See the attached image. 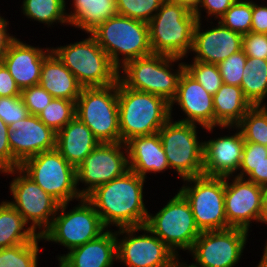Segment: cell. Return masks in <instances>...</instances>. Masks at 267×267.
<instances>
[{
  "mask_svg": "<svg viewBox=\"0 0 267 267\" xmlns=\"http://www.w3.org/2000/svg\"><path fill=\"white\" fill-rule=\"evenodd\" d=\"M179 60L182 59L159 54L133 59L121 66L124 75L119 72L118 80L125 87L161 96L171 103L185 70V63L181 62L175 72L171 71Z\"/></svg>",
  "mask_w": 267,
  "mask_h": 267,
  "instance_id": "cell-5",
  "label": "cell"
},
{
  "mask_svg": "<svg viewBox=\"0 0 267 267\" xmlns=\"http://www.w3.org/2000/svg\"><path fill=\"white\" fill-rule=\"evenodd\" d=\"M18 174L10 184L13 201H8L29 222L30 228L41 236L51 225L60 203L46 193L20 168L3 172ZM20 173V174H19ZM39 228L38 232L36 231ZM42 230V231H41Z\"/></svg>",
  "mask_w": 267,
  "mask_h": 267,
  "instance_id": "cell-13",
  "label": "cell"
},
{
  "mask_svg": "<svg viewBox=\"0 0 267 267\" xmlns=\"http://www.w3.org/2000/svg\"><path fill=\"white\" fill-rule=\"evenodd\" d=\"M29 111L21 96L0 97V118L6 125H11L26 118Z\"/></svg>",
  "mask_w": 267,
  "mask_h": 267,
  "instance_id": "cell-40",
  "label": "cell"
},
{
  "mask_svg": "<svg viewBox=\"0 0 267 267\" xmlns=\"http://www.w3.org/2000/svg\"><path fill=\"white\" fill-rule=\"evenodd\" d=\"M172 120L158 131L170 169L183 180L203 175L204 142L197 138V124Z\"/></svg>",
  "mask_w": 267,
  "mask_h": 267,
  "instance_id": "cell-12",
  "label": "cell"
},
{
  "mask_svg": "<svg viewBox=\"0 0 267 267\" xmlns=\"http://www.w3.org/2000/svg\"><path fill=\"white\" fill-rule=\"evenodd\" d=\"M80 204L68 210V203L59 205L50 227L41 235L46 241L60 243L69 251L100 237L105 229L101 217L85 198Z\"/></svg>",
  "mask_w": 267,
  "mask_h": 267,
  "instance_id": "cell-9",
  "label": "cell"
},
{
  "mask_svg": "<svg viewBox=\"0 0 267 267\" xmlns=\"http://www.w3.org/2000/svg\"><path fill=\"white\" fill-rule=\"evenodd\" d=\"M247 177L246 179L251 182L262 187H267V158L257 165Z\"/></svg>",
  "mask_w": 267,
  "mask_h": 267,
  "instance_id": "cell-48",
  "label": "cell"
},
{
  "mask_svg": "<svg viewBox=\"0 0 267 267\" xmlns=\"http://www.w3.org/2000/svg\"><path fill=\"white\" fill-rule=\"evenodd\" d=\"M40 240L41 236L33 242L0 249V267H38Z\"/></svg>",
  "mask_w": 267,
  "mask_h": 267,
  "instance_id": "cell-33",
  "label": "cell"
},
{
  "mask_svg": "<svg viewBox=\"0 0 267 267\" xmlns=\"http://www.w3.org/2000/svg\"><path fill=\"white\" fill-rule=\"evenodd\" d=\"M265 158H267L266 146L258 143L245 142L242 161L238 170L240 172L236 176L246 178Z\"/></svg>",
  "mask_w": 267,
  "mask_h": 267,
  "instance_id": "cell-39",
  "label": "cell"
},
{
  "mask_svg": "<svg viewBox=\"0 0 267 267\" xmlns=\"http://www.w3.org/2000/svg\"><path fill=\"white\" fill-rule=\"evenodd\" d=\"M22 215L8 202L0 203V249L35 241L39 235L33 231Z\"/></svg>",
  "mask_w": 267,
  "mask_h": 267,
  "instance_id": "cell-29",
  "label": "cell"
},
{
  "mask_svg": "<svg viewBox=\"0 0 267 267\" xmlns=\"http://www.w3.org/2000/svg\"><path fill=\"white\" fill-rule=\"evenodd\" d=\"M237 0H202L198 10L194 13L197 20L201 21V9L206 10L207 16H212L216 19H220L225 12L236 2Z\"/></svg>",
  "mask_w": 267,
  "mask_h": 267,
  "instance_id": "cell-44",
  "label": "cell"
},
{
  "mask_svg": "<svg viewBox=\"0 0 267 267\" xmlns=\"http://www.w3.org/2000/svg\"><path fill=\"white\" fill-rule=\"evenodd\" d=\"M241 228L202 231L191 250L195 263L189 267H234L241 258L248 238Z\"/></svg>",
  "mask_w": 267,
  "mask_h": 267,
  "instance_id": "cell-15",
  "label": "cell"
},
{
  "mask_svg": "<svg viewBox=\"0 0 267 267\" xmlns=\"http://www.w3.org/2000/svg\"><path fill=\"white\" fill-rule=\"evenodd\" d=\"M122 149L125 150L126 156ZM128 170V153L125 143H100L76 167L77 186L79 182L88 186L79 190V194L86 197L96 187L121 177Z\"/></svg>",
  "mask_w": 267,
  "mask_h": 267,
  "instance_id": "cell-16",
  "label": "cell"
},
{
  "mask_svg": "<svg viewBox=\"0 0 267 267\" xmlns=\"http://www.w3.org/2000/svg\"><path fill=\"white\" fill-rule=\"evenodd\" d=\"M19 168L60 204L83 198L77 188L76 167L56 148L27 158Z\"/></svg>",
  "mask_w": 267,
  "mask_h": 267,
  "instance_id": "cell-8",
  "label": "cell"
},
{
  "mask_svg": "<svg viewBox=\"0 0 267 267\" xmlns=\"http://www.w3.org/2000/svg\"><path fill=\"white\" fill-rule=\"evenodd\" d=\"M173 2L179 3L180 5L186 7L189 11L195 13L202 0H171Z\"/></svg>",
  "mask_w": 267,
  "mask_h": 267,
  "instance_id": "cell-49",
  "label": "cell"
},
{
  "mask_svg": "<svg viewBox=\"0 0 267 267\" xmlns=\"http://www.w3.org/2000/svg\"><path fill=\"white\" fill-rule=\"evenodd\" d=\"M225 177V213L228 228L249 231L251 221H259L264 187L235 175L232 183Z\"/></svg>",
  "mask_w": 267,
  "mask_h": 267,
  "instance_id": "cell-17",
  "label": "cell"
},
{
  "mask_svg": "<svg viewBox=\"0 0 267 267\" xmlns=\"http://www.w3.org/2000/svg\"><path fill=\"white\" fill-rule=\"evenodd\" d=\"M21 97L27 107L29 114L36 115L47 106L52 100L53 96L46 91L41 85H34L21 91Z\"/></svg>",
  "mask_w": 267,
  "mask_h": 267,
  "instance_id": "cell-41",
  "label": "cell"
},
{
  "mask_svg": "<svg viewBox=\"0 0 267 267\" xmlns=\"http://www.w3.org/2000/svg\"><path fill=\"white\" fill-rule=\"evenodd\" d=\"M236 126L245 142L267 146V105L252 106Z\"/></svg>",
  "mask_w": 267,
  "mask_h": 267,
  "instance_id": "cell-32",
  "label": "cell"
},
{
  "mask_svg": "<svg viewBox=\"0 0 267 267\" xmlns=\"http://www.w3.org/2000/svg\"><path fill=\"white\" fill-rule=\"evenodd\" d=\"M101 142L92 131L75 116L57 132L56 149L74 167H78Z\"/></svg>",
  "mask_w": 267,
  "mask_h": 267,
  "instance_id": "cell-25",
  "label": "cell"
},
{
  "mask_svg": "<svg viewBox=\"0 0 267 267\" xmlns=\"http://www.w3.org/2000/svg\"><path fill=\"white\" fill-rule=\"evenodd\" d=\"M45 49V51H43ZM52 51L23 43L15 38L9 45L1 63L7 68L22 91L40 81L44 58Z\"/></svg>",
  "mask_w": 267,
  "mask_h": 267,
  "instance_id": "cell-22",
  "label": "cell"
},
{
  "mask_svg": "<svg viewBox=\"0 0 267 267\" xmlns=\"http://www.w3.org/2000/svg\"><path fill=\"white\" fill-rule=\"evenodd\" d=\"M139 231H144V234L134 235ZM120 234H125V238L118 239ZM116 235L117 260L123 262L127 267H173L180 260L145 225L120 228L116 231Z\"/></svg>",
  "mask_w": 267,
  "mask_h": 267,
  "instance_id": "cell-14",
  "label": "cell"
},
{
  "mask_svg": "<svg viewBox=\"0 0 267 267\" xmlns=\"http://www.w3.org/2000/svg\"><path fill=\"white\" fill-rule=\"evenodd\" d=\"M39 85L54 98H62L74 102L77 101L83 88L73 73L53 51L44 58Z\"/></svg>",
  "mask_w": 267,
  "mask_h": 267,
  "instance_id": "cell-26",
  "label": "cell"
},
{
  "mask_svg": "<svg viewBox=\"0 0 267 267\" xmlns=\"http://www.w3.org/2000/svg\"><path fill=\"white\" fill-rule=\"evenodd\" d=\"M235 127L238 132L234 135L203 141V175L231 177L239 170L245 141Z\"/></svg>",
  "mask_w": 267,
  "mask_h": 267,
  "instance_id": "cell-21",
  "label": "cell"
},
{
  "mask_svg": "<svg viewBox=\"0 0 267 267\" xmlns=\"http://www.w3.org/2000/svg\"><path fill=\"white\" fill-rule=\"evenodd\" d=\"M215 127L235 128L252 107L245 98L242 88L236 85L222 84L213 95Z\"/></svg>",
  "mask_w": 267,
  "mask_h": 267,
  "instance_id": "cell-27",
  "label": "cell"
},
{
  "mask_svg": "<svg viewBox=\"0 0 267 267\" xmlns=\"http://www.w3.org/2000/svg\"><path fill=\"white\" fill-rule=\"evenodd\" d=\"M72 5L73 13H67L69 24L89 34L105 20L118 15L116 0H73Z\"/></svg>",
  "mask_w": 267,
  "mask_h": 267,
  "instance_id": "cell-28",
  "label": "cell"
},
{
  "mask_svg": "<svg viewBox=\"0 0 267 267\" xmlns=\"http://www.w3.org/2000/svg\"><path fill=\"white\" fill-rule=\"evenodd\" d=\"M258 222L267 224V187L263 189V201Z\"/></svg>",
  "mask_w": 267,
  "mask_h": 267,
  "instance_id": "cell-50",
  "label": "cell"
},
{
  "mask_svg": "<svg viewBox=\"0 0 267 267\" xmlns=\"http://www.w3.org/2000/svg\"><path fill=\"white\" fill-rule=\"evenodd\" d=\"M145 226L179 256L177 249L190 251L201 234L189 202L178 191L159 212L148 213Z\"/></svg>",
  "mask_w": 267,
  "mask_h": 267,
  "instance_id": "cell-11",
  "label": "cell"
},
{
  "mask_svg": "<svg viewBox=\"0 0 267 267\" xmlns=\"http://www.w3.org/2000/svg\"><path fill=\"white\" fill-rule=\"evenodd\" d=\"M196 15L186 7L165 0L148 22L149 42L153 54L183 59L192 51Z\"/></svg>",
  "mask_w": 267,
  "mask_h": 267,
  "instance_id": "cell-3",
  "label": "cell"
},
{
  "mask_svg": "<svg viewBox=\"0 0 267 267\" xmlns=\"http://www.w3.org/2000/svg\"><path fill=\"white\" fill-rule=\"evenodd\" d=\"M22 10L26 17L48 26L56 21L69 23L65 0H23Z\"/></svg>",
  "mask_w": 267,
  "mask_h": 267,
  "instance_id": "cell-31",
  "label": "cell"
},
{
  "mask_svg": "<svg viewBox=\"0 0 267 267\" xmlns=\"http://www.w3.org/2000/svg\"><path fill=\"white\" fill-rule=\"evenodd\" d=\"M243 35L225 27L218 20L212 29L201 30V22L197 21L194 29L193 48L196 53L193 61L208 64H219L233 53L242 49Z\"/></svg>",
  "mask_w": 267,
  "mask_h": 267,
  "instance_id": "cell-20",
  "label": "cell"
},
{
  "mask_svg": "<svg viewBox=\"0 0 267 267\" xmlns=\"http://www.w3.org/2000/svg\"><path fill=\"white\" fill-rule=\"evenodd\" d=\"M173 267H189L186 263L178 261Z\"/></svg>",
  "mask_w": 267,
  "mask_h": 267,
  "instance_id": "cell-52",
  "label": "cell"
},
{
  "mask_svg": "<svg viewBox=\"0 0 267 267\" xmlns=\"http://www.w3.org/2000/svg\"><path fill=\"white\" fill-rule=\"evenodd\" d=\"M250 32L267 34V6L252 2V24Z\"/></svg>",
  "mask_w": 267,
  "mask_h": 267,
  "instance_id": "cell-46",
  "label": "cell"
},
{
  "mask_svg": "<svg viewBox=\"0 0 267 267\" xmlns=\"http://www.w3.org/2000/svg\"><path fill=\"white\" fill-rule=\"evenodd\" d=\"M57 133L47 127L36 115L9 125L8 142L13 157L21 164L24 160L56 148Z\"/></svg>",
  "mask_w": 267,
  "mask_h": 267,
  "instance_id": "cell-18",
  "label": "cell"
},
{
  "mask_svg": "<svg viewBox=\"0 0 267 267\" xmlns=\"http://www.w3.org/2000/svg\"><path fill=\"white\" fill-rule=\"evenodd\" d=\"M165 0H116L118 15L148 23Z\"/></svg>",
  "mask_w": 267,
  "mask_h": 267,
  "instance_id": "cell-36",
  "label": "cell"
},
{
  "mask_svg": "<svg viewBox=\"0 0 267 267\" xmlns=\"http://www.w3.org/2000/svg\"><path fill=\"white\" fill-rule=\"evenodd\" d=\"M76 116V102L62 98H53L38 114V118L56 133Z\"/></svg>",
  "mask_w": 267,
  "mask_h": 267,
  "instance_id": "cell-34",
  "label": "cell"
},
{
  "mask_svg": "<svg viewBox=\"0 0 267 267\" xmlns=\"http://www.w3.org/2000/svg\"><path fill=\"white\" fill-rule=\"evenodd\" d=\"M76 116L101 143L121 142L118 82L103 87H84L76 101Z\"/></svg>",
  "mask_w": 267,
  "mask_h": 267,
  "instance_id": "cell-7",
  "label": "cell"
},
{
  "mask_svg": "<svg viewBox=\"0 0 267 267\" xmlns=\"http://www.w3.org/2000/svg\"><path fill=\"white\" fill-rule=\"evenodd\" d=\"M145 178L128 170L121 177L96 187L85 198L93 205L105 227L145 225L148 209L143 203Z\"/></svg>",
  "mask_w": 267,
  "mask_h": 267,
  "instance_id": "cell-1",
  "label": "cell"
},
{
  "mask_svg": "<svg viewBox=\"0 0 267 267\" xmlns=\"http://www.w3.org/2000/svg\"><path fill=\"white\" fill-rule=\"evenodd\" d=\"M242 48L247 57L267 60V34L249 32L243 35Z\"/></svg>",
  "mask_w": 267,
  "mask_h": 267,
  "instance_id": "cell-42",
  "label": "cell"
},
{
  "mask_svg": "<svg viewBox=\"0 0 267 267\" xmlns=\"http://www.w3.org/2000/svg\"><path fill=\"white\" fill-rule=\"evenodd\" d=\"M219 22L239 34L249 33L252 24V1L237 0L219 19Z\"/></svg>",
  "mask_w": 267,
  "mask_h": 267,
  "instance_id": "cell-35",
  "label": "cell"
},
{
  "mask_svg": "<svg viewBox=\"0 0 267 267\" xmlns=\"http://www.w3.org/2000/svg\"><path fill=\"white\" fill-rule=\"evenodd\" d=\"M51 49L83 88L118 82L119 69L91 34L82 41Z\"/></svg>",
  "mask_w": 267,
  "mask_h": 267,
  "instance_id": "cell-6",
  "label": "cell"
},
{
  "mask_svg": "<svg viewBox=\"0 0 267 267\" xmlns=\"http://www.w3.org/2000/svg\"><path fill=\"white\" fill-rule=\"evenodd\" d=\"M175 102L187 116L179 122L198 124L209 132L213 131L215 128L213 95L185 70L180 76L176 96L170 103L171 118Z\"/></svg>",
  "mask_w": 267,
  "mask_h": 267,
  "instance_id": "cell-19",
  "label": "cell"
},
{
  "mask_svg": "<svg viewBox=\"0 0 267 267\" xmlns=\"http://www.w3.org/2000/svg\"><path fill=\"white\" fill-rule=\"evenodd\" d=\"M9 126L0 118V173L20 167L8 142Z\"/></svg>",
  "mask_w": 267,
  "mask_h": 267,
  "instance_id": "cell-43",
  "label": "cell"
},
{
  "mask_svg": "<svg viewBox=\"0 0 267 267\" xmlns=\"http://www.w3.org/2000/svg\"><path fill=\"white\" fill-rule=\"evenodd\" d=\"M8 23L9 22L7 21V19H4L2 18V16H0V62L8 51L9 45L16 38L13 35L10 36V34L7 33Z\"/></svg>",
  "mask_w": 267,
  "mask_h": 267,
  "instance_id": "cell-47",
  "label": "cell"
},
{
  "mask_svg": "<svg viewBox=\"0 0 267 267\" xmlns=\"http://www.w3.org/2000/svg\"><path fill=\"white\" fill-rule=\"evenodd\" d=\"M21 96V90L7 68L0 62V97Z\"/></svg>",
  "mask_w": 267,
  "mask_h": 267,
  "instance_id": "cell-45",
  "label": "cell"
},
{
  "mask_svg": "<svg viewBox=\"0 0 267 267\" xmlns=\"http://www.w3.org/2000/svg\"><path fill=\"white\" fill-rule=\"evenodd\" d=\"M59 267H64L62 264H61V262L59 261Z\"/></svg>",
  "mask_w": 267,
  "mask_h": 267,
  "instance_id": "cell-53",
  "label": "cell"
},
{
  "mask_svg": "<svg viewBox=\"0 0 267 267\" xmlns=\"http://www.w3.org/2000/svg\"><path fill=\"white\" fill-rule=\"evenodd\" d=\"M247 56L243 48L230 55L227 59L217 64L222 76V82L227 85L241 86L243 69Z\"/></svg>",
  "mask_w": 267,
  "mask_h": 267,
  "instance_id": "cell-38",
  "label": "cell"
},
{
  "mask_svg": "<svg viewBox=\"0 0 267 267\" xmlns=\"http://www.w3.org/2000/svg\"><path fill=\"white\" fill-rule=\"evenodd\" d=\"M129 170L146 179V174L170 169L158 132L137 136L126 143Z\"/></svg>",
  "mask_w": 267,
  "mask_h": 267,
  "instance_id": "cell-24",
  "label": "cell"
},
{
  "mask_svg": "<svg viewBox=\"0 0 267 267\" xmlns=\"http://www.w3.org/2000/svg\"><path fill=\"white\" fill-rule=\"evenodd\" d=\"M117 235L107 230L100 237L58 257L64 267H113L117 260Z\"/></svg>",
  "mask_w": 267,
  "mask_h": 267,
  "instance_id": "cell-23",
  "label": "cell"
},
{
  "mask_svg": "<svg viewBox=\"0 0 267 267\" xmlns=\"http://www.w3.org/2000/svg\"><path fill=\"white\" fill-rule=\"evenodd\" d=\"M183 181L188 183L183 185L179 192L189 202L199 230L202 232L227 229L225 177L200 175Z\"/></svg>",
  "mask_w": 267,
  "mask_h": 267,
  "instance_id": "cell-10",
  "label": "cell"
},
{
  "mask_svg": "<svg viewBox=\"0 0 267 267\" xmlns=\"http://www.w3.org/2000/svg\"><path fill=\"white\" fill-rule=\"evenodd\" d=\"M121 142L157 133L171 118L170 103L161 96L125 87L118 80Z\"/></svg>",
  "mask_w": 267,
  "mask_h": 267,
  "instance_id": "cell-2",
  "label": "cell"
},
{
  "mask_svg": "<svg viewBox=\"0 0 267 267\" xmlns=\"http://www.w3.org/2000/svg\"><path fill=\"white\" fill-rule=\"evenodd\" d=\"M90 34L119 72L126 62L153 54L148 23L144 21L116 15L105 20Z\"/></svg>",
  "mask_w": 267,
  "mask_h": 267,
  "instance_id": "cell-4",
  "label": "cell"
},
{
  "mask_svg": "<svg viewBox=\"0 0 267 267\" xmlns=\"http://www.w3.org/2000/svg\"><path fill=\"white\" fill-rule=\"evenodd\" d=\"M240 87L252 106H265L262 103L267 97V60L247 57Z\"/></svg>",
  "mask_w": 267,
  "mask_h": 267,
  "instance_id": "cell-30",
  "label": "cell"
},
{
  "mask_svg": "<svg viewBox=\"0 0 267 267\" xmlns=\"http://www.w3.org/2000/svg\"><path fill=\"white\" fill-rule=\"evenodd\" d=\"M184 65L185 71L199 82L209 94L214 95L221 88L223 82L217 64L194 61L192 64Z\"/></svg>",
  "mask_w": 267,
  "mask_h": 267,
  "instance_id": "cell-37",
  "label": "cell"
},
{
  "mask_svg": "<svg viewBox=\"0 0 267 267\" xmlns=\"http://www.w3.org/2000/svg\"><path fill=\"white\" fill-rule=\"evenodd\" d=\"M257 267H267V242L264 248L263 256L260 262L258 263Z\"/></svg>",
  "mask_w": 267,
  "mask_h": 267,
  "instance_id": "cell-51",
  "label": "cell"
}]
</instances>
